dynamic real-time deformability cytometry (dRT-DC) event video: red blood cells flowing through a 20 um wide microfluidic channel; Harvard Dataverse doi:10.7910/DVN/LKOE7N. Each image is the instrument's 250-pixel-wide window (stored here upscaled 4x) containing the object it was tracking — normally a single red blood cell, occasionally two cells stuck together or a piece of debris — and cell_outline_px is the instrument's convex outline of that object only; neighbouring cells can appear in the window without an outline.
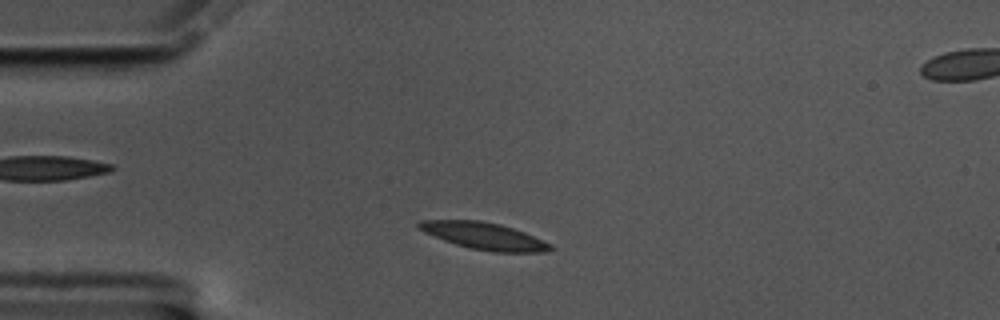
{"species": "common noctule bat (a hibernating species)", "species_latin": "Nyctalus noctula", "temperature_condition": "cold", "stored_images_in_passage": 50, "camera_frame_rate_fps": 3000, "um_per_image_px": 0.085, "animal": {"sex": "male", "body_mass_g": 17.5, "forearm_length_mm": 52.3}, "frame": {"image": 1, "passage_image": 7, "time_ms": 2.0, "image_size_px": [1000, 320], "cell_outline_px": [[552, 248], [548, 252], [492, 252], [472, 248], [456, 244], [444, 240], [424, 232], [416, 228], [416, 224], [420, 220], [480, 220], [500, 224], [524, 232], [552, 244]], "centroid_in_image_um": [41.13, 20.05], "position_along_channel_um": 43.9, "area_um2": 20.58}}
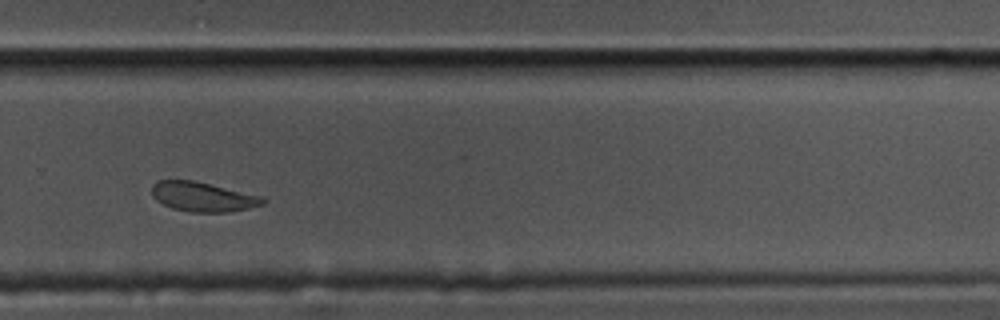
{"frame": {"image": 2, "passage_image": 32, "time_ms": 10.333, "image_size_px": [1000, 320], "cell_outline_px": [[268, 200], [264, 204], [248, 208], [228, 212], [192, 212], [172, 208], [156, 200], [152, 196], [152, 184], [156, 180], [192, 180], [264, 196]], "centroid_in_image_um": [17.26, 16.72], "position_along_channel_um": 312.5, "area_um2": 19.19}}
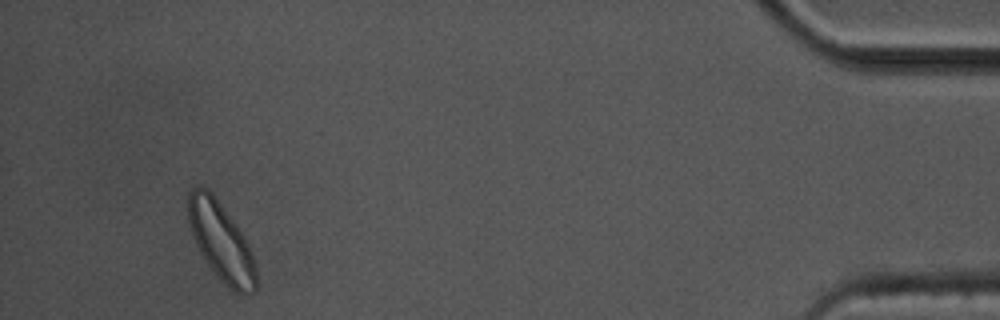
{"frame": {"image": 3, "passage_image": 47, "time_ms": 15.333, "image_size_px": [1000, 320], "cell_outline_px": [[256, 288], [248, 296], [236, 292], [228, 288], [224, 284], [208, 264], [200, 252], [192, 232], [188, 220], [188, 192], [192, 188], [208, 188], [236, 224], [244, 236], [248, 244], [256, 264]], "centroid_in_image_um": [18.81, 20.57], "position_along_channel_um": 416.4, "area_um2": 30.69}, "authors_computed_cell_mechanics": {"area_um2": 19.9699, "velocity_mm_per_s": 3.4739, "shape_relaxation_time_tau1_ms": 3.2828, "shape_relaxation_time_tau2_ms": 5.0669, "deformation_change_tau1": 0.1007, "deformation_change_tau2": 0.1014}}